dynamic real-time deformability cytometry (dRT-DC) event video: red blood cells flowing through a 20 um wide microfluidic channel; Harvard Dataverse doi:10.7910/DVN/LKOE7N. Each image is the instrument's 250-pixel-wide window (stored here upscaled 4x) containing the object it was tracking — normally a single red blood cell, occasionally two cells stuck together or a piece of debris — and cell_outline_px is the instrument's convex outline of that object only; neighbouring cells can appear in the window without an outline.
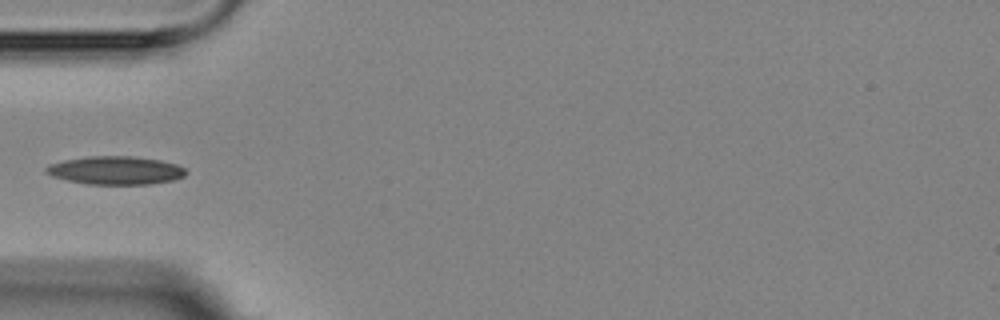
{"species": "Egyptian fruit bat (a non-hibernating species)", "species_latin": "Rousettus aegyptiacus", "temperature_condition": "room temperature", "stored_images_in_passage": 4, "camera_frame_rate_fps": 3000, "um_per_image_px": 0.085, "animal": {"sex": "female"}, "frame": {"image": 1, "passage_image": 4, "time_ms": 3.333, "image_size_px": [1000, 320], "cell_outline_px": [[188, 172], [184, 176], [172, 180], [152, 184], [88, 184], [68, 180], [52, 176], [44, 172], [44, 168], [48, 164], [64, 160], [88, 156], [132, 156], [160, 160], [176, 164], [184, 168]], "centroid_in_image_um": [9.81, 14.48], "position_along_channel_um": 75.2, "area_um2": 23.06}}